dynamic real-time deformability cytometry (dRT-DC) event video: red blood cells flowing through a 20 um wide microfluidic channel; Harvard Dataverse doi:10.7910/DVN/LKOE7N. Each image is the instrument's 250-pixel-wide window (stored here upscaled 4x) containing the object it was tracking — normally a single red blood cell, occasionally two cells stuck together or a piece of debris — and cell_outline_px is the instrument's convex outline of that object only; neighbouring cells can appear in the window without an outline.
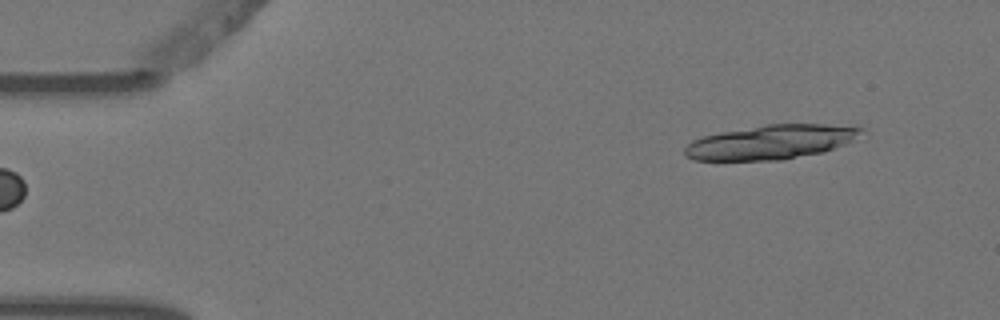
{"species": "Egyptian fruit bat (a non-hibernating species)", "species_latin": "Rousettus aegyptiacus", "temperature_condition": "warm", "stored_images_in_passage": 2, "camera_frame_rate_fps": 3000, "um_per_image_px": 0.085, "animal": {"sex": "female"}, "frame": {"image": 1, "passage_image": 2, "time_ms": 0.333, "image_size_px": [1000, 320], "cell_outline_px": [[864, 128], [852, 140], [844, 144], [824, 152], [780, 160], [692, 160], [684, 156], [684, 148], [692, 140], [704, 136], [720, 132], [768, 124], [824, 124]], "centroid_in_image_um": [65.46, 12.09], "position_along_channel_um": 19.5, "area_um2": 34.91}}